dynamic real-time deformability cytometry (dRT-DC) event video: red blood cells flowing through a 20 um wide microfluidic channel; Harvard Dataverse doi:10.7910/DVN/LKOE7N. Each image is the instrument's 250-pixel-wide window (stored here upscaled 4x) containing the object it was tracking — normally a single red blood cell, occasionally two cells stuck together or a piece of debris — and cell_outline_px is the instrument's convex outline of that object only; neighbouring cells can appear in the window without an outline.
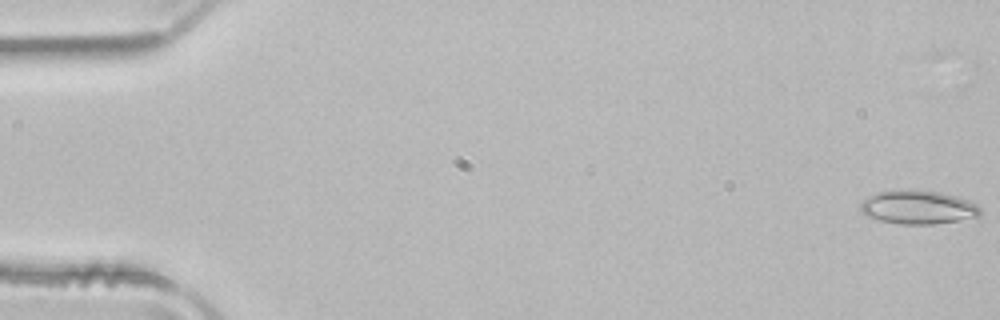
{"species": "common noctule bat (a hibernating species)", "species_latin": "Nyctalus noctula", "temperature_condition": "room temperature", "stored_images_in_passage": 44, "camera_frame_rate_fps": 3000, "um_per_image_px": 0.085, "animal": {"sex": "male", "body_mass_g": 21.5, "forearm_length_mm": 52.0}, "frame": {"image": 1, "passage_image": 1, "time_ms": 0.0, "image_size_px": [1000, 320], "cell_outline_px": [[980, 216], [932, 224], [900, 224], [880, 220], [864, 216], [860, 212], [860, 204], [864, 200], [880, 192], [936, 192], [956, 196], [968, 200], [976, 204], [980, 208]], "centroid_in_image_um": [78.03, 17.66], "position_along_channel_um": 7.0, "area_um2": 22.54}}
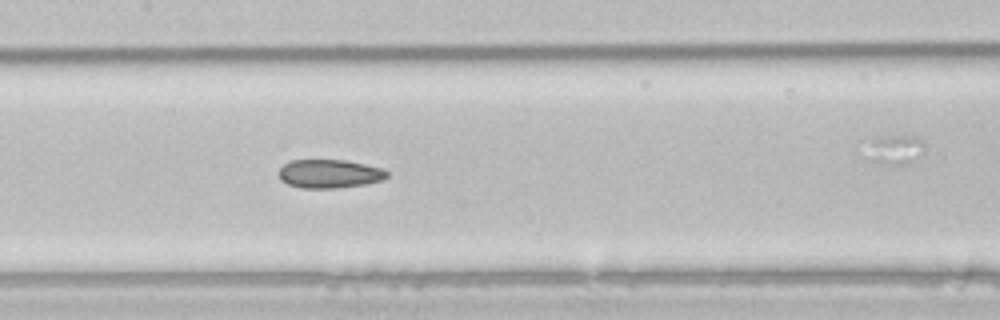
{"frame": {"image": 2, "passage_image": 25, "time_ms": 8.0, "image_size_px": [1000, 320], "cell_outline_px": [[388, 176], [380, 180], [364, 184], [336, 188], [300, 188], [288, 184], [280, 180], [280, 168], [284, 164], [292, 160], [348, 160], [380, 168], [388, 172]], "centroid_in_image_um": [27.98, 14.77], "position_along_channel_um": 179.4, "area_um2": 17.86}}
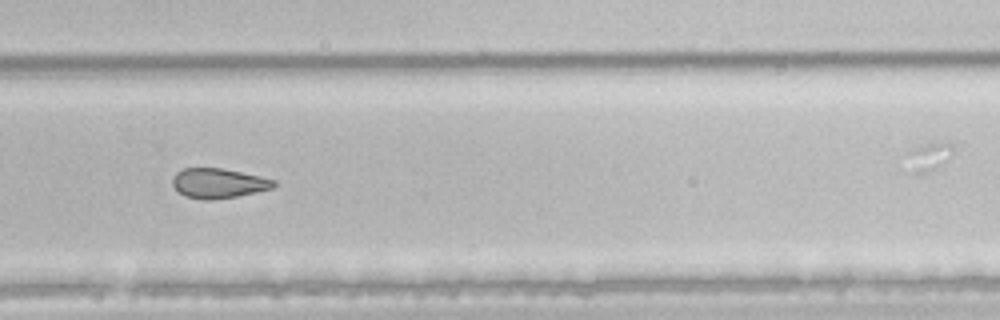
{"frame": {"image": 3, "passage_image": 35, "time_ms": 11.333, "image_size_px": [1000, 320], "cell_outline_px": [[276, 184], [272, 188], [256, 192], [236, 196], [212, 200], [204, 200], [184, 196], [172, 184], [172, 176], [176, 172], [184, 168], [220, 168], [260, 176], [276, 180]], "centroid_in_image_um": [18.55, 15.57], "position_along_channel_um": 311.3, "area_um2": 17.51}}